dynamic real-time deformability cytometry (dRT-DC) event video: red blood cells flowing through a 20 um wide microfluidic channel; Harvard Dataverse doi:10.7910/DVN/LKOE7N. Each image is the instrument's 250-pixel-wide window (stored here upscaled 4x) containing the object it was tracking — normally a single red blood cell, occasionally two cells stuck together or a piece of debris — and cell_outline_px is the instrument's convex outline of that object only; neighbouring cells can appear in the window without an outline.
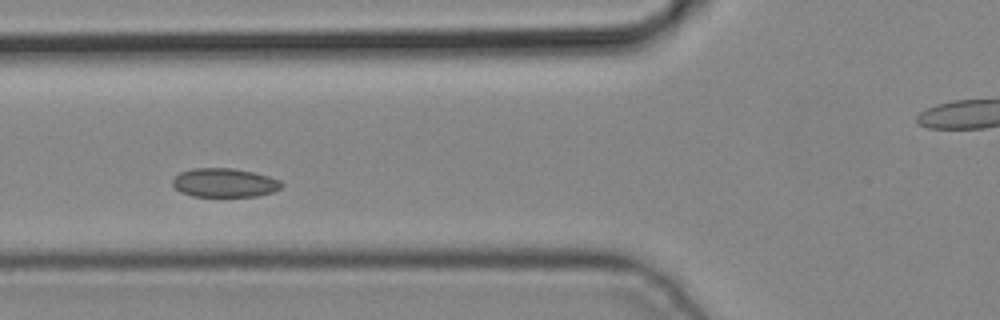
{"species": "common noctule bat (a hibernating species)", "species_latin": "Nyctalus noctula", "temperature_condition": "cold", "stored_images_in_passage": 4, "camera_frame_rate_fps": 3000, "um_per_image_px": 0.085, "animal": {"sex": "male", "body_mass_g": 19.2, "forearm_length_mm": 51.8}, "frame": {"image": 1, "passage_image": 4, "time_ms": 1.0, "image_size_px": [1000, 320], "cell_outline_px": [[284, 184], [280, 188], [272, 192], [256, 196], [192, 196], [180, 192], [172, 184], [172, 180], [180, 172], [192, 168], [232, 168], [252, 172], [268, 176], [280, 180]], "centroid_in_image_um": [19.07, 15.53], "position_along_channel_um": 106.7, "area_um2": 18.26}}